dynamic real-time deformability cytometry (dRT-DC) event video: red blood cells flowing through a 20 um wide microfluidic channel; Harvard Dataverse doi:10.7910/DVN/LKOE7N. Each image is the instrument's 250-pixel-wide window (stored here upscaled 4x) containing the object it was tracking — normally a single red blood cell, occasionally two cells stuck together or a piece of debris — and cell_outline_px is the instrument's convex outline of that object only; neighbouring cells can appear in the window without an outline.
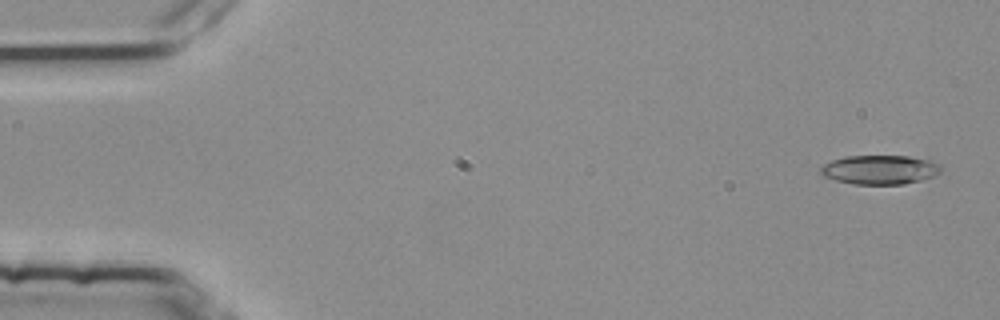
{"species": "common noctule bat (a hibernating species)", "species_latin": "Nyctalus noctula", "temperature_condition": "room temperature", "stored_images_in_passage": 54, "camera_frame_rate_fps": 3000, "um_per_image_px": 0.085, "animal": {"sex": "female", "body_mass_g": 25.1}, "frame": {"image": 1, "passage_image": 2, "time_ms": 0.333, "image_size_px": [1000, 320], "cell_outline_px": [[940, 172], [932, 176], [920, 180], [904, 184], [856, 184], [836, 180], [824, 176], [820, 172], [820, 168], [824, 164], [832, 160], [844, 156], [908, 156], [928, 160], [936, 164], [940, 168]], "centroid_in_image_um": [74.74, 14.42], "position_along_channel_um": 10.3, "area_um2": 20.11}}
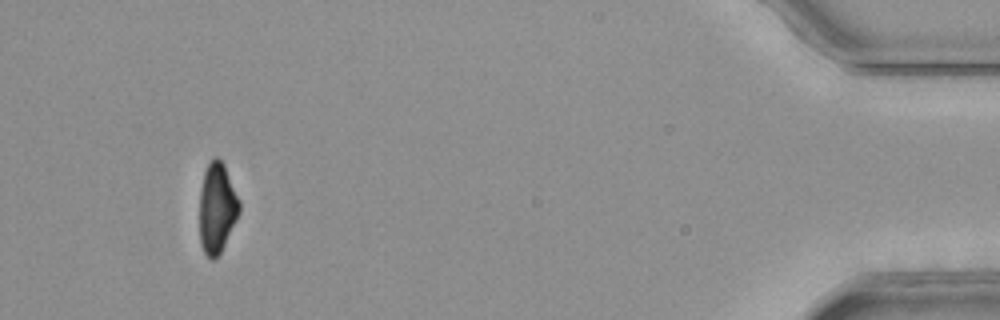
{"frame": {"image": 2, "passage_image": 51, "time_ms": 16.667, "image_size_px": [1000, 320], "cell_outline_px": [[240, 212], [216, 260], [212, 260], [204, 252], [200, 244], [200, 192], [204, 172], [208, 164], [216, 156], [224, 164], [240, 200]], "centroid_in_image_um": [18.45, 17.69], "position_along_channel_um": 416.8, "area_um2": 20.75}}